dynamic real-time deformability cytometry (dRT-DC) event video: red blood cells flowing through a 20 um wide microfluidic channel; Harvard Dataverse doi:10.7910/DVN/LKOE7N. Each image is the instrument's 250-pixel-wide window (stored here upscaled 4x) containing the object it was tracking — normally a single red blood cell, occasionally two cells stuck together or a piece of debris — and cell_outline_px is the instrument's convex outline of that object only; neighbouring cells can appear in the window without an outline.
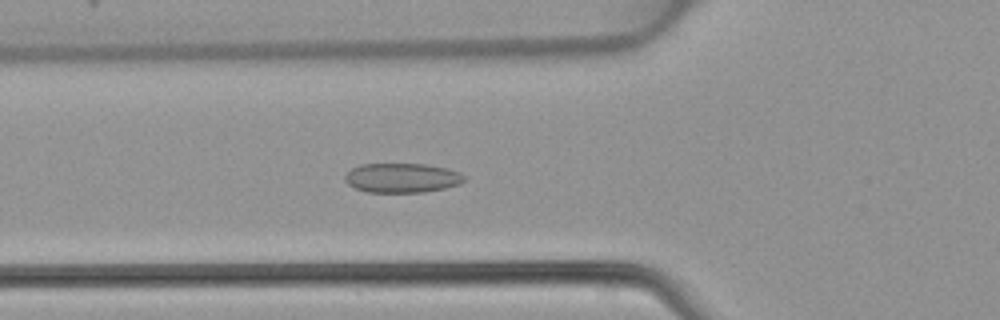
{"species": "common noctule bat (a hibernating species)", "species_latin": "Nyctalus noctula", "temperature_condition": "warm", "stored_images_in_passage": 47, "camera_frame_rate_fps": 3000, "um_per_image_px": 0.085, "animal": {"sex": "female", "body_mass_g": 22.7, "forearm_length_mm": 54.2}, "frame": {"image": 1, "passage_image": 17, "time_ms": 5.333, "image_size_px": [1000, 320], "cell_outline_px": [[464, 180], [460, 184], [444, 188], [424, 192], [368, 192], [356, 188], [348, 184], [344, 180], [344, 176], [352, 168], [360, 164], [424, 164], [448, 168], [460, 172], [464, 176]], "centroid_in_image_um": [34.17, 15.11], "position_along_channel_um": 91.6, "area_um2": 20.46}}
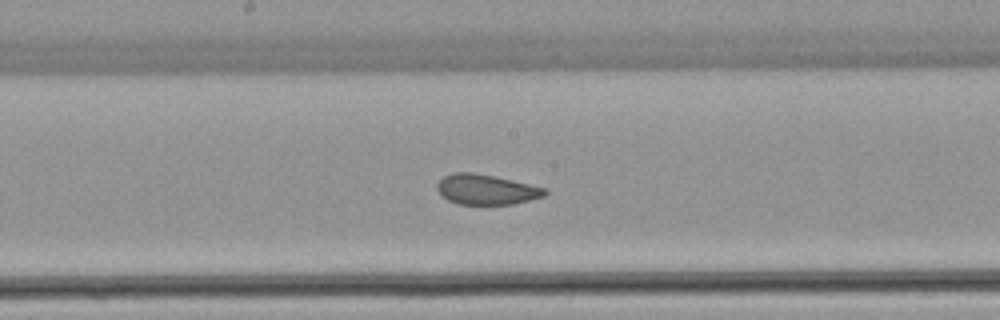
{"frame": {"image": 2, "passage_image": 25, "time_ms": 8.0, "image_size_px": [1000, 320], "cell_outline_px": [[548, 192], [544, 196], [512, 204], [460, 204], [448, 200], [436, 188], [436, 184], [444, 176], [452, 172], [472, 172], [512, 180], [544, 188]], "centroid_in_image_um": [41.3, 16.1], "position_along_channel_um": 206.9, "area_um2": 18.61}}
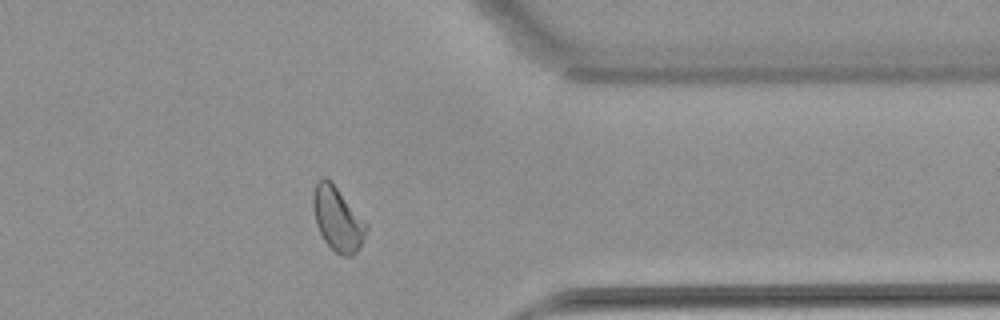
{"frame": {"image": 3, "passage_image": 38, "time_ms": 12.333, "image_size_px": [1000, 320], "cell_outline_px": [[368, 228], [364, 240], [360, 248], [352, 256], [340, 256], [324, 240], [316, 224], [312, 204], [312, 196], [316, 180], [324, 176], [336, 188], [368, 224]], "centroid_in_image_um": [28.69, 18.64], "position_along_channel_um": 382.7, "area_um2": 19.71}}